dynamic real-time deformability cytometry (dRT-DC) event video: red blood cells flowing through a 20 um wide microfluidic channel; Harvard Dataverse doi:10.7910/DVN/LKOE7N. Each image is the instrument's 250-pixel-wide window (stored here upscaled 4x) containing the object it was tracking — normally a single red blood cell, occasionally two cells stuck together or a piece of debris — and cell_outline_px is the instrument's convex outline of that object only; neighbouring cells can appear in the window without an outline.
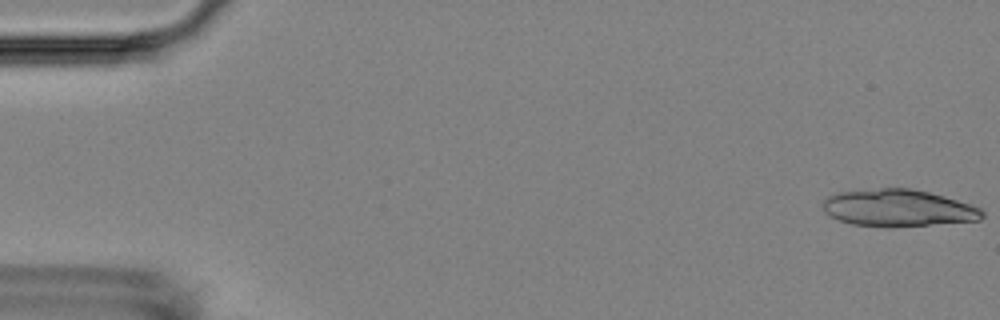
{"species": "Egyptian fruit bat (a non-hibernating species)", "species_latin": "Rousettus aegyptiacus", "temperature_condition": "room temperature", "stored_images_in_passage": 11, "camera_frame_rate_fps": 3000, "um_per_image_px": 0.085, "animal": {"sex": "female"}, "frame": {"image": 1, "passage_image": 1, "time_ms": 0.0, "image_size_px": [1000, 320], "cell_outline_px": [[984, 216], [980, 220], [888, 228], [852, 224], [840, 220], [832, 216], [824, 208], [824, 200], [828, 196], [840, 192], [880, 188], [912, 188], [944, 196], [980, 208], [984, 212]], "centroid_in_image_um": [76.37, 17.69], "position_along_channel_um": 8.6, "area_um2": 34.16}}
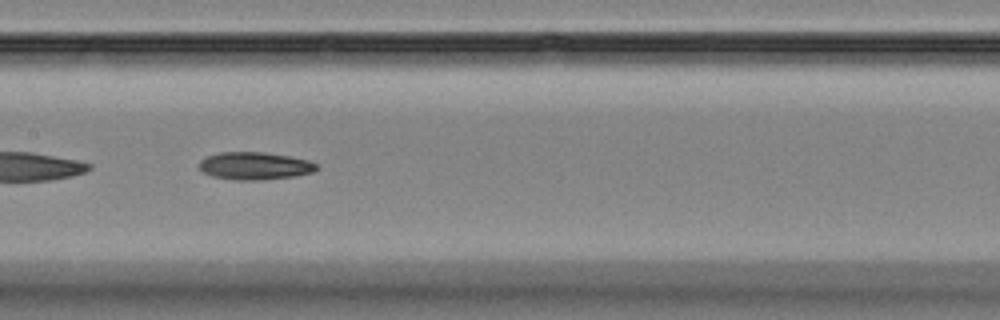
{"frame": {"image": 2, "passage_image": 8, "time_ms": 9.0, "image_size_px": [1000, 320], "cell_outline_px": [[320, 168], [312, 172], [296, 176], [256, 180], [236, 180], [212, 176], [204, 172], [200, 168], [200, 160], [208, 156], [220, 152], [264, 152], [288, 156], [308, 160], [316, 164]], "centroid_in_image_um": [21.67, 14.1], "position_along_channel_um": 185.7, "area_um2": 18.73}}
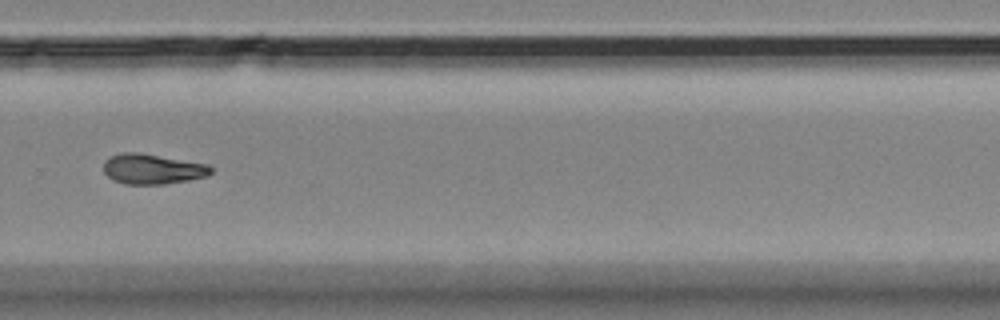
{"frame": {"image": 3, "passage_image": 11, "time_ms": 12.667, "image_size_px": [1000, 320], "cell_outline_px": [[212, 172], [208, 176], [188, 180], [164, 184], [124, 184], [112, 180], [104, 172], [104, 160], [120, 152], [136, 152], [208, 164], [212, 168]], "centroid_in_image_um": [12.95, 14.37], "position_along_channel_um": 316.9, "area_um2": 18.84}}